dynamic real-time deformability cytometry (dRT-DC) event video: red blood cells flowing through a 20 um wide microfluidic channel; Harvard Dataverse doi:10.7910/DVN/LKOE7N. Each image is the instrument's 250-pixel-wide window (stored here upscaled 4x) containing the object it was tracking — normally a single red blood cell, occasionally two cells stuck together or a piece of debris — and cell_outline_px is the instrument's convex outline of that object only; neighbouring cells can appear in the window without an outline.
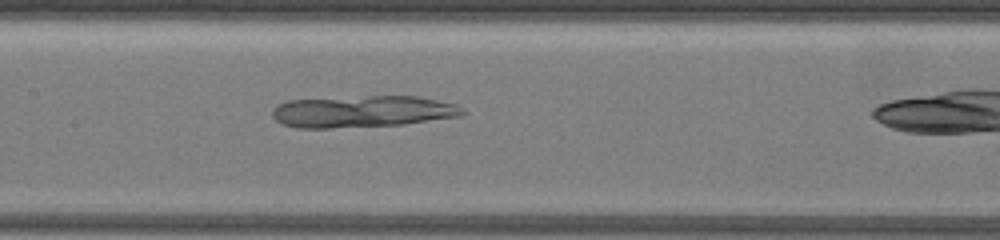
{"species": "common noctule bat (a hibernating species)", "species_latin": "Nyctalus noctula", "temperature_condition": "warm", "stored_images_in_passage": 36, "camera_frame_rate_fps": 3000, "um_per_image_px": 0.085, "animal": {"sex": "female", "body_mass_g": 19.5, "forearm_length_mm": 54.1}, "frame": {"image": 1, "passage_image": 10, "time_ms": 6.0, "image_size_px": [1000, 240], "cell_outline_px": [[468, 112], [460, 116], [404, 124], [328, 128], [296, 128], [280, 124], [272, 116], [272, 112], [280, 104], [288, 100], [368, 96], [416, 96], [456, 104], [464, 108]], "centroid_in_image_um": [30.84, 9.48], "position_along_channel_um": 176.6, "area_um2": 35.14}}
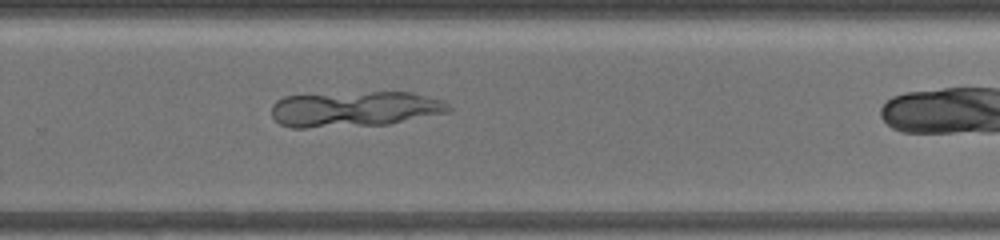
{"frame": {"image": 2, "passage_image": 23, "time_ms": 10.333, "image_size_px": [1000, 240], "cell_outline_px": [[452, 112], [388, 124], [308, 128], [292, 128], [280, 124], [272, 116], [272, 104], [276, 100], [284, 96], [372, 92], [412, 92], [444, 100], [452, 108]], "centroid_in_image_um": [30.19, 9.27], "position_along_channel_um": 299.6, "area_um2": 36.88}}
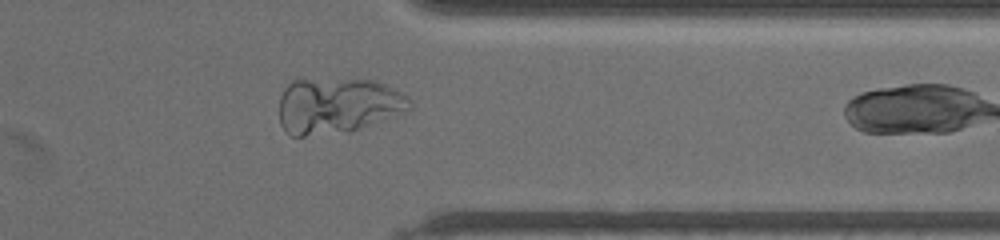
{"frame": {"image": 3, "passage_image": 33, "time_ms": 13.333, "image_size_px": [1000, 240], "cell_outline_px": [[412, 108], [404, 112], [348, 132], [304, 136], [292, 136], [280, 124], [280, 96], [284, 88], [292, 80], [376, 80], [408, 96], [412, 100]], "centroid_in_image_um": [28.7, 8.98], "position_along_channel_um": 382.7, "area_um2": 42.14}}